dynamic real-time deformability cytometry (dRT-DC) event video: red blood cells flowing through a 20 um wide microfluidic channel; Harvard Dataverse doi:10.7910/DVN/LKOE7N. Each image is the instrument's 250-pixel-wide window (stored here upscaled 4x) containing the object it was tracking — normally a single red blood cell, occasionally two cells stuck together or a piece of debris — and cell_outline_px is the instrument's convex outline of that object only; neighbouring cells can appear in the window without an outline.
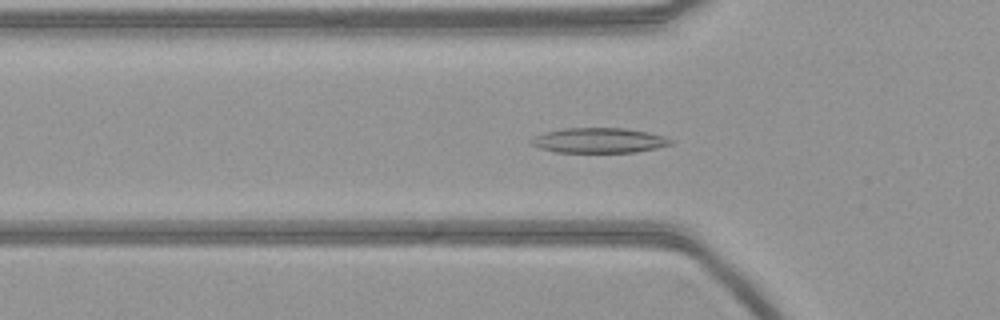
{"species": "common noctule bat (a hibernating species)", "species_latin": "Nyctalus noctula", "temperature_condition": "warm", "stored_images_in_passage": 55, "camera_frame_rate_fps": 3000, "um_per_image_px": 0.085, "animal": {"sex": "female", "body_mass_g": 21.9}, "frame": {"image": 1, "passage_image": 17, "time_ms": 5.333, "image_size_px": [1000, 320], "cell_outline_px": [[672, 144], [656, 148], [636, 152], [556, 152], [540, 148], [532, 144], [528, 140], [544, 132], [564, 128], [624, 128], [648, 132], [664, 136], [672, 140]], "centroid_in_image_um": [50.91, 11.93], "position_along_channel_um": 74.9, "area_um2": 20.29}}
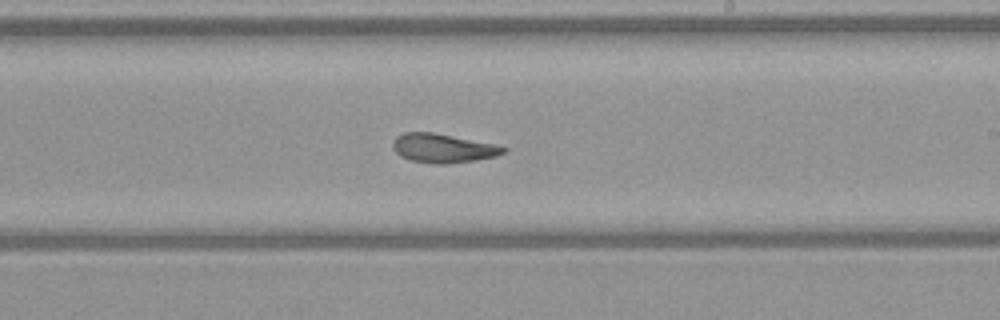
{"frame": {"image": 2, "passage_image": 31, "time_ms": 10.0, "image_size_px": [1000, 320], "cell_outline_px": [[508, 148], [504, 152], [496, 156], [476, 160], [448, 164], [436, 164], [412, 160], [400, 156], [392, 148], [392, 140], [396, 136], [404, 132], [432, 132], [496, 144]], "centroid_in_image_um": [37.64, 12.59], "position_along_channel_um": 251.4, "area_um2": 18.73}}
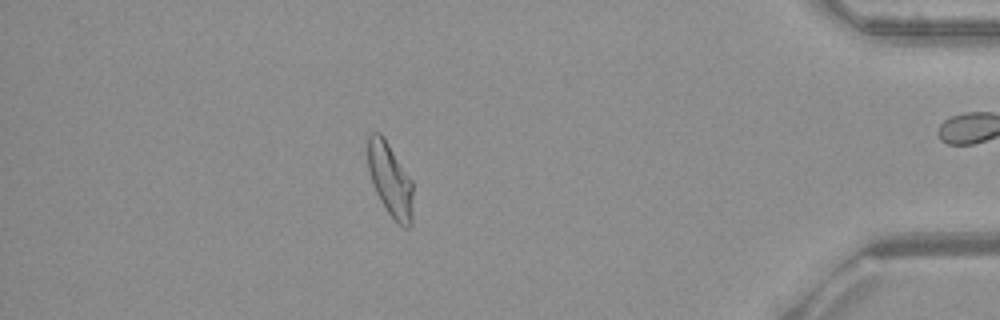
{"frame": {"image": 3, "passage_image": 47, "time_ms": 15.333, "image_size_px": [1000, 320], "cell_outline_px": [[412, 224], [408, 228], [404, 228], [396, 224], [380, 200], [372, 184], [368, 172], [368, 136], [372, 132], [380, 132], [384, 136], [412, 180]], "centroid_in_image_um": [33.16, 15.3], "position_along_channel_um": 402.0, "area_um2": 19.59}}